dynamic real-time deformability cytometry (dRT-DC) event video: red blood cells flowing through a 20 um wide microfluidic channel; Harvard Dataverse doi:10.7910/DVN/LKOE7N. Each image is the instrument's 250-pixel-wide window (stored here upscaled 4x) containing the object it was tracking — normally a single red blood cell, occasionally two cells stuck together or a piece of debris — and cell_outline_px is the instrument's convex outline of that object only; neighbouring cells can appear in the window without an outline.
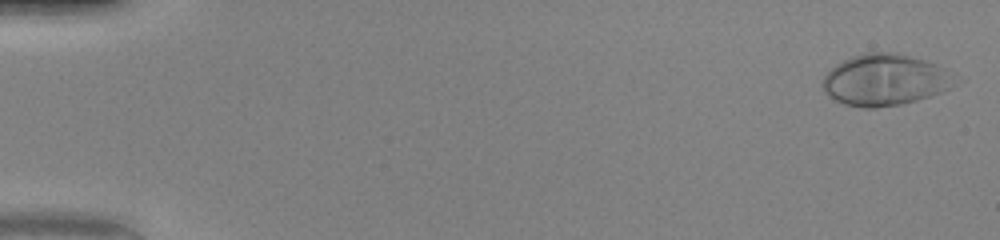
{"species": "human", "species_latin": "Homo sapiens", "temperature_condition": "warm", "stored_images_in_passage": 51, "camera_frame_rate_fps": 3000, "um_per_image_px": 0.085, "donor": {"sex": "female"}, "frame": {"image": 1, "passage_image": 2, "time_ms": 0.333, "image_size_px": [1000, 240], "cell_outline_px": [[948, 88], [940, 92], [916, 100], [900, 104], [876, 108], [864, 108], [844, 104], [828, 96], [824, 92], [820, 84], [824, 76], [836, 64], [852, 56], [864, 52], [896, 52], [924, 60], [936, 64], [944, 68]], "centroid_in_image_um": [75.05, 6.79], "position_along_channel_um": 9.9, "area_um2": 38.73}}
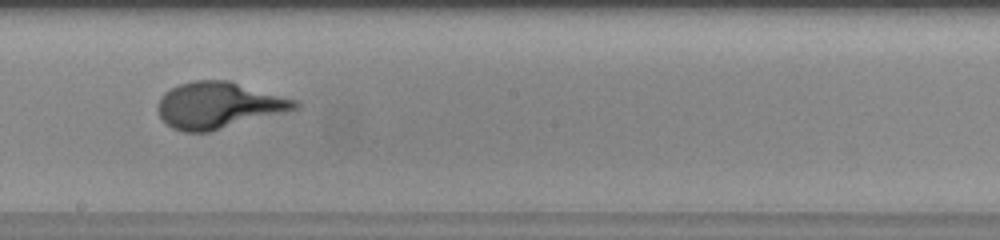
{"frame": {"image": 2, "passage_image": 30, "time_ms": 9.667, "image_size_px": [1000, 240], "cell_outline_px": [[300, 108], [208, 132], [184, 132], [172, 128], [160, 116], [156, 108], [156, 104], [160, 96], [164, 92], [180, 84], [192, 80], [228, 80], [296, 100], [300, 104]], "centroid_in_image_um": [18.54, 8.94], "position_along_channel_um": 229.7, "area_um2": 36.88}}
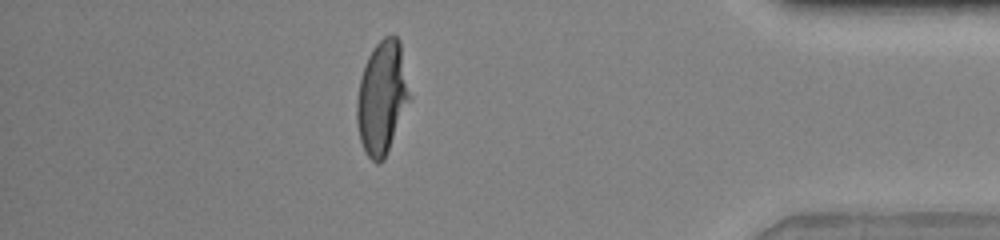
{"frame": {"image": 3, "passage_image": 45, "time_ms": 14.667, "image_size_px": [1000, 240], "cell_outline_px": [[412, 96], [384, 160], [380, 164], [376, 164], [364, 152], [360, 140], [356, 124], [356, 100], [360, 80], [364, 64], [372, 48], [384, 36], [396, 36], [400, 40]], "centroid_in_image_um": [32.48, 8.3], "position_along_channel_um": 402.7, "area_um2": 35.37}}